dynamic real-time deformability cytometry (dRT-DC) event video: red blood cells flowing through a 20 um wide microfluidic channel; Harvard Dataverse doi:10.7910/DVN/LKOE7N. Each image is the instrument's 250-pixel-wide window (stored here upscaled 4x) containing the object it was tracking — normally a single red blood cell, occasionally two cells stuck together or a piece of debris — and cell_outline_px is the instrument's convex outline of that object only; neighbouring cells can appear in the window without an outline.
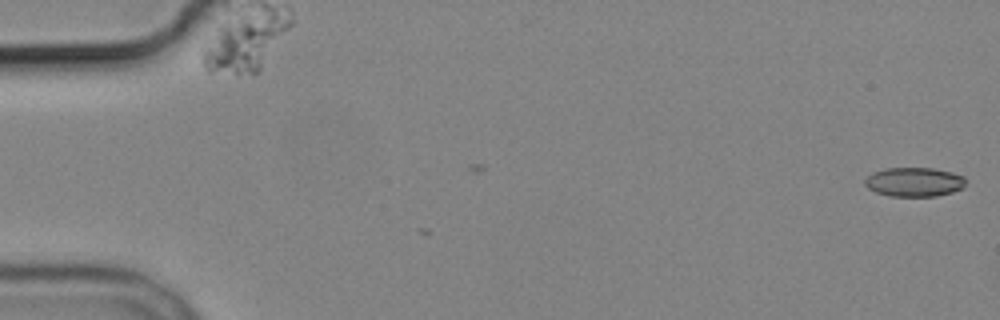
{"species": "common noctule bat (a hibernating species)", "species_latin": "Nyctalus noctula", "temperature_condition": "cold", "stored_images_in_passage": 6, "camera_frame_rate_fps": 3000, "um_per_image_px": 0.085, "animal": {"sex": "male", "body_mass_g": 19.2, "forearm_length_mm": 51.8}, "frame": {"image": 1, "passage_image": 1, "time_ms": 0.0, "image_size_px": [1000, 320], "cell_outline_px": [[964, 184], [960, 188], [952, 192], [936, 196], [888, 196], [876, 192], [868, 188], [864, 184], [864, 180], [872, 172], [884, 168], [932, 168], [952, 172], [964, 176]], "centroid_in_image_um": [77.66, 15.46], "position_along_channel_um": 7.3, "area_um2": 17.11}}
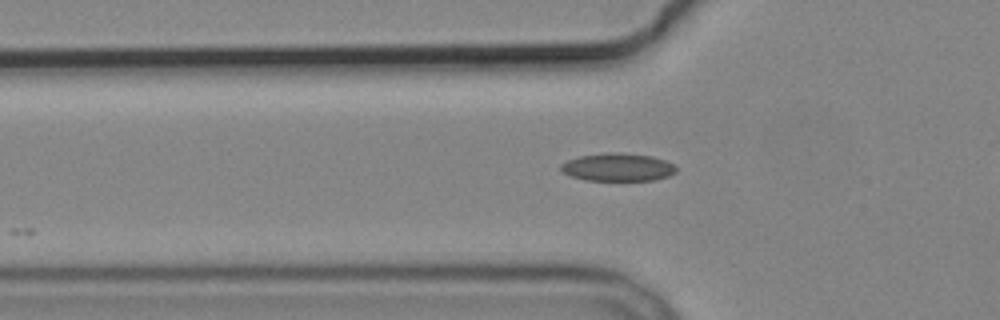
{"frame": {"image": 2, "passage_image": 6, "time_ms": 6.0, "image_size_px": [1000, 320], "cell_outline_px": [[676, 172], [668, 176], [652, 180], [588, 180], [572, 176], [564, 172], [560, 168], [560, 164], [568, 160], [580, 156], [608, 152], [616, 152], [652, 156], [664, 160], [672, 164], [676, 168]], "centroid_in_image_um": [52.51, 14.2], "position_along_channel_um": 73.3, "area_um2": 18.5}}